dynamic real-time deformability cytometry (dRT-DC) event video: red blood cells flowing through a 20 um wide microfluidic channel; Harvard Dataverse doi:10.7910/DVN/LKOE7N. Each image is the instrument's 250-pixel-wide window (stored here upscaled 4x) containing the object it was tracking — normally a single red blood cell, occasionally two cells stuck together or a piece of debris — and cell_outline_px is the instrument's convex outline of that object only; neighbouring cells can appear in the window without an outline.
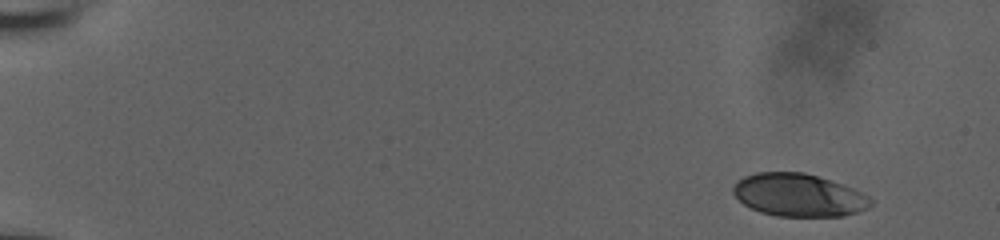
{"species": "human", "species_latin": "Homo sapiens", "temperature_condition": "room temperature", "stored_images_in_passage": 13, "camera_frame_rate_fps": 3000, "um_per_image_px": 0.085, "donor": {"sex": "male"}, "frame": {"image": 1, "passage_image": 1, "time_ms": 0.0, "image_size_px": [1000, 240], "cell_outline_px": [[872, 204], [868, 208], [844, 216], [776, 216], [760, 212], [744, 204], [732, 192], [732, 188], [744, 176], [756, 172], [804, 172], [852, 188], [868, 196], [872, 200]], "centroid_in_image_um": [67.87, 16.59], "position_along_channel_um": 17.1, "area_um2": 33.93}}
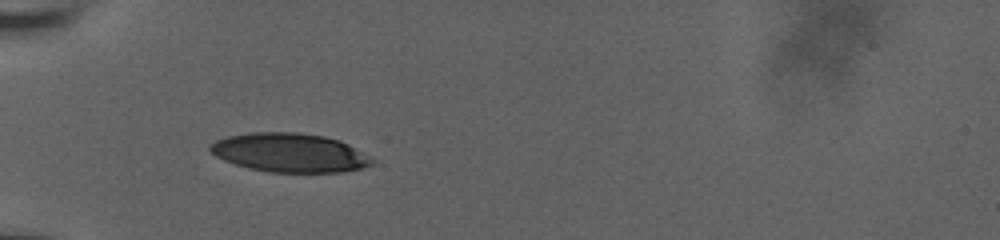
{"frame": {"image": 2, "passage_image": 10, "time_ms": 3.0, "image_size_px": [1000, 240], "cell_outline_px": [[376, 160], [372, 164], [360, 168], [340, 172], [272, 172], [252, 168], [236, 164], [224, 160], [216, 156], [208, 148], [208, 144], [216, 140], [228, 136], [248, 132], [300, 132], [324, 136], [340, 140], [348, 144]], "centroid_in_image_um": [24.61, 12.96], "position_along_channel_um": 60.4, "area_um2": 36.59}}
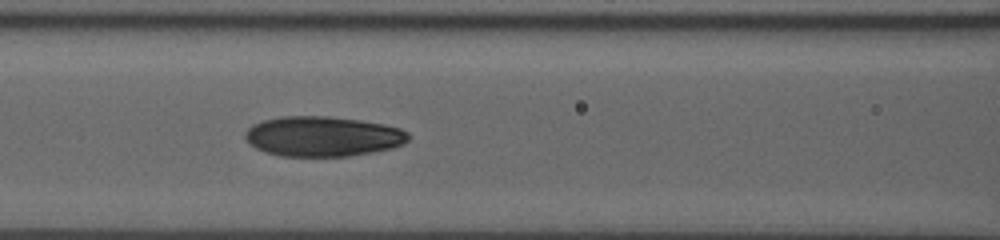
{"frame": {"image": 3, "passage_image": 13, "time_ms": 4.0, "image_size_px": [1000, 240], "cell_outline_px": [[412, 136], [404, 144], [392, 148], [372, 152], [348, 156], [280, 156], [264, 152], [248, 144], [244, 136], [244, 132], [252, 124], [264, 120], [280, 116], [328, 116], [360, 120], [384, 124], [400, 128], [408, 132]], "centroid_in_image_um": [27.42, 11.59], "position_along_channel_um": 139.2, "area_um2": 38.49}}